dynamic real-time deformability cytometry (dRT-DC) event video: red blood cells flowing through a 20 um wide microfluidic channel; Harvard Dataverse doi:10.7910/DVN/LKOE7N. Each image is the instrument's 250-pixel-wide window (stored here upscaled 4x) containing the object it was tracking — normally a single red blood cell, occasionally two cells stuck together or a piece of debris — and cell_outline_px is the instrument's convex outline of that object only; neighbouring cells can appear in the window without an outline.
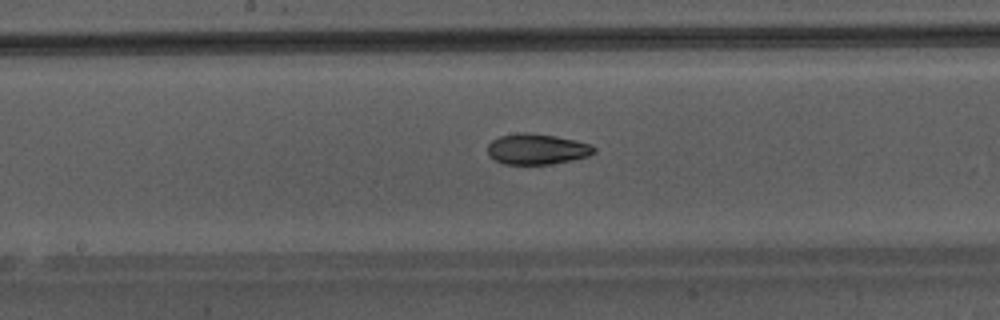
{"species": "Egyptian fruit bat (a non-hibernating species)", "species_latin": "Rousettus aegyptiacus", "temperature_condition": "warm", "stored_images_in_passage": 49, "camera_frame_rate_fps": 3000, "um_per_image_px": 0.085, "animal": {"sex": "male"}, "frame": {"image": 1, "passage_image": 28, "time_ms": 9.0, "image_size_px": [1000, 320], "cell_outline_px": [[596, 152], [588, 156], [548, 164], [504, 164], [488, 156], [488, 144], [492, 140], [500, 136], [520, 132], [528, 132], [556, 136], [592, 144], [596, 148]], "centroid_in_image_um": [45.63, 12.66], "position_along_channel_um": 202.6, "area_um2": 18.96}}